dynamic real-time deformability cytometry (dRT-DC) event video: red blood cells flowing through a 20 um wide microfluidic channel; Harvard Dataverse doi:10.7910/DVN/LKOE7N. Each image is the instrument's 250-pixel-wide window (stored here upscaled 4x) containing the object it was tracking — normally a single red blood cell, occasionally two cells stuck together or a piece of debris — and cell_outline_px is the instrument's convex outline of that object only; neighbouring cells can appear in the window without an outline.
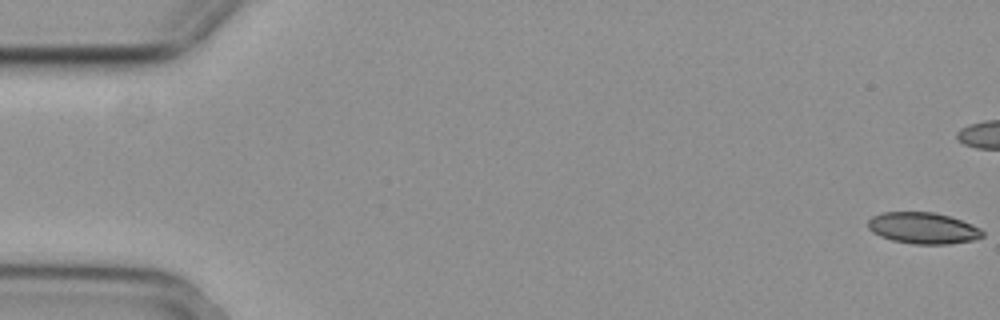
{"species": "common noctule bat (a hibernating species)", "species_latin": "Nyctalus noctula", "temperature_condition": "cold", "stored_images_in_passage": 13, "camera_frame_rate_fps": 3000, "um_per_image_px": 0.085, "animal": {"sex": "female", "body_mass_g": 29.2, "forearm_length_mm": 56.3}, "frame": {"image": 1, "passage_image": 1, "time_ms": 0.0, "image_size_px": [1000, 320], "cell_outline_px": [[984, 236], [972, 240], [948, 244], [912, 244], [892, 240], [880, 236], [872, 232], [868, 228], [868, 220], [872, 216], [884, 212], [932, 212], [948, 216], [972, 224], [980, 228], [984, 232]], "centroid_in_image_um": [78.45, 19.39], "position_along_channel_um": 6.6, "area_um2": 20.87}}